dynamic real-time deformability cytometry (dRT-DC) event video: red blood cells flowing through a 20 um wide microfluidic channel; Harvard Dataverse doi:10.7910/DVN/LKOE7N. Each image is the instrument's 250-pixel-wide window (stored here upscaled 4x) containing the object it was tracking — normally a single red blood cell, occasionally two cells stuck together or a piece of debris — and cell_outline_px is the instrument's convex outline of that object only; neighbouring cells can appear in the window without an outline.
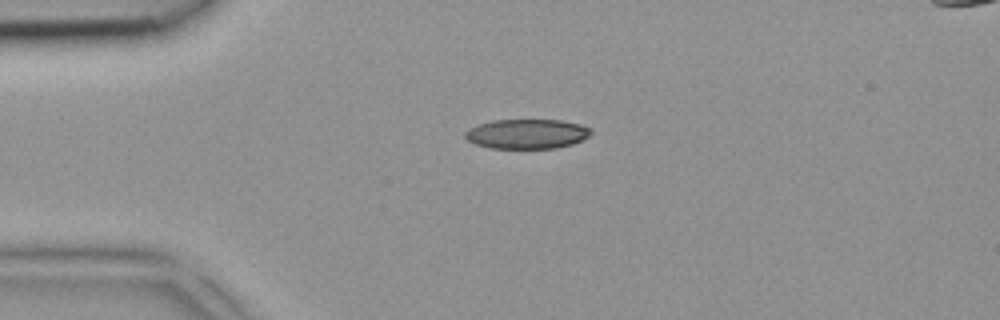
{"species": "common noctule bat (a hibernating species)", "species_latin": "Nyctalus noctula", "temperature_condition": "room temperature", "stored_images_in_passage": 2, "camera_frame_rate_fps": 3000, "um_per_image_px": 0.085, "animal": {"sex": "female", "body_mass_g": 18.4}, "frame": {"image": 1, "passage_image": 1, "time_ms": 0.0, "image_size_px": [1000, 320], "cell_outline_px": [[592, 132], [588, 136], [572, 144], [556, 148], [488, 148], [476, 144], [468, 140], [464, 136], [464, 132], [480, 124], [492, 120], [560, 120], [580, 124], [588, 128]], "centroid_in_image_um": [44.77, 11.38], "position_along_channel_um": 40.2, "area_um2": 21.5}}
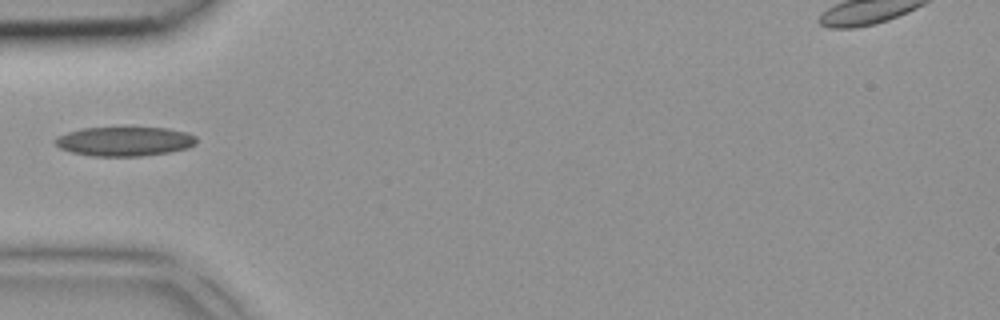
{"frame": {"image": 2, "passage_image": 2, "time_ms": 0.333, "image_size_px": [1000, 320], "cell_outline_px": [[196, 144], [188, 148], [168, 152], [140, 156], [92, 156], [72, 152], [60, 148], [52, 140], [68, 132], [80, 128], [168, 128], [188, 132], [196, 136]], "centroid_in_image_um": [10.61, 12.01], "position_along_channel_um": 74.4, "area_um2": 24.04}}